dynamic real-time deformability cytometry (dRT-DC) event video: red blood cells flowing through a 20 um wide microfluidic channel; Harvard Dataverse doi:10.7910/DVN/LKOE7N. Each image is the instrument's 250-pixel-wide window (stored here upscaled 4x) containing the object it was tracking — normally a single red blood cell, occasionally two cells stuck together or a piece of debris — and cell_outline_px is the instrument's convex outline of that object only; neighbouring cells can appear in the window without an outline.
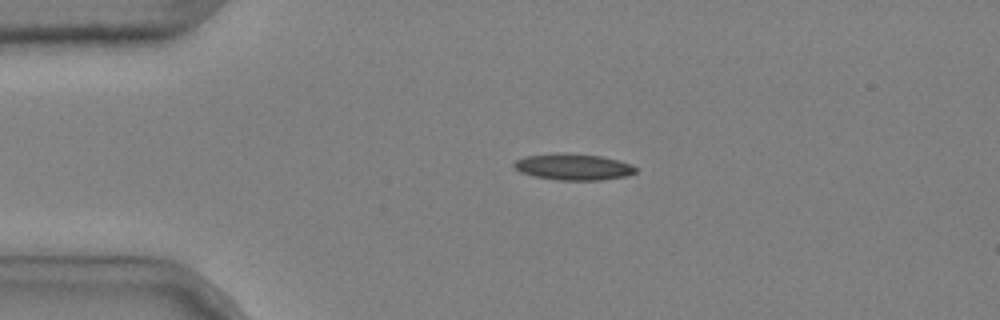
{"species": "common noctule bat (a hibernating species)", "species_latin": "Nyctalus noctula", "temperature_condition": "cold", "stored_images_in_passage": 2, "camera_frame_rate_fps": 3000, "um_per_image_px": 0.085, "animal": {"sex": "male", "body_mass_g": 20.4}, "frame": {"image": 1, "passage_image": 1, "time_ms": 0.0, "image_size_px": [1000, 320], "cell_outline_px": [[636, 172], [624, 176], [600, 180], [560, 180], [532, 176], [520, 172], [512, 164], [516, 160], [524, 156], [600, 156], [632, 164], [636, 168]], "centroid_in_image_um": [48.74, 14.24], "position_along_channel_um": 36.3, "area_um2": 17.51}}